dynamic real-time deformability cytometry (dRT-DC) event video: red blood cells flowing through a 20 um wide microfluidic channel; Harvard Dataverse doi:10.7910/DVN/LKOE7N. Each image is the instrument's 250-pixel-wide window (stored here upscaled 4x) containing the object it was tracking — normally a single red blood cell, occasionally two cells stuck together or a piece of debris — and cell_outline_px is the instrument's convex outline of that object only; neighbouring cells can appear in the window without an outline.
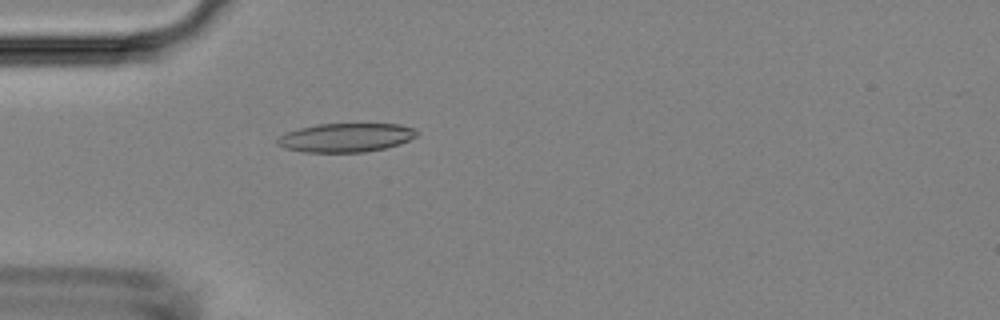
{"species": "Egyptian fruit bat (a non-hibernating species)", "species_latin": "Rousettus aegyptiacus", "temperature_condition": "room temperature", "stored_images_in_passage": 49, "camera_frame_rate_fps": 3000, "um_per_image_px": 0.085, "animal": {"sex": "female"}, "frame": {"image": 1, "passage_image": 14, "time_ms": 4.333, "image_size_px": [1000, 320], "cell_outline_px": [[420, 132], [416, 136], [400, 144], [384, 148], [364, 152], [304, 152], [284, 148], [276, 144], [276, 140], [280, 136], [288, 132], [300, 128], [316, 124], [400, 124], [416, 128]], "centroid_in_image_um": [29.42, 11.69], "position_along_channel_um": 55.6, "area_um2": 23.47}}
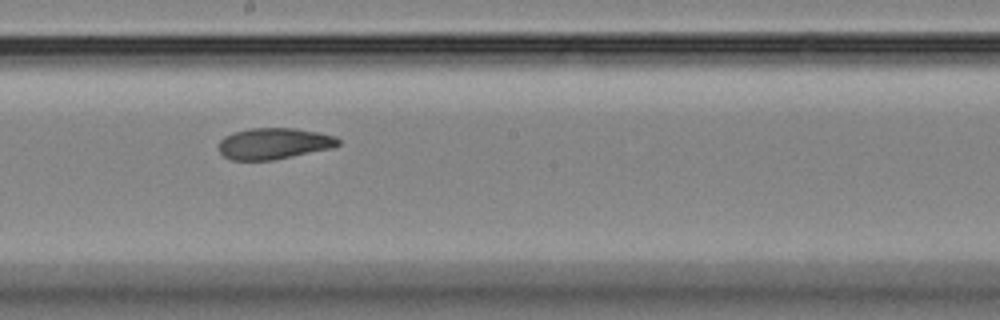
{"frame": {"image": 2, "passage_image": 27, "time_ms": 8.667, "image_size_px": [1000, 320], "cell_outline_px": [[340, 144], [332, 148], [272, 160], [228, 160], [220, 152], [220, 140], [224, 136], [232, 132], [252, 128], [296, 128], [336, 136], [340, 140]], "centroid_in_image_um": [23.27, 12.2], "position_along_channel_um": 224.9, "area_um2": 21.73}}
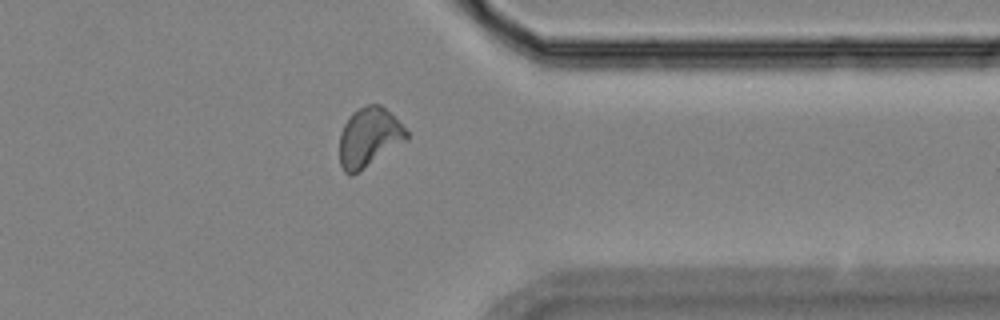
{"frame": {"image": 3, "passage_image": 39, "time_ms": 12.667, "image_size_px": [1000, 320], "cell_outline_px": [[408, 140], [352, 176], [348, 176], [344, 172], [340, 164], [340, 132], [348, 116], [352, 112], [364, 104], [380, 104], [408, 132]], "centroid_in_image_um": [31.34, 11.68], "position_along_channel_um": 380.1, "area_um2": 23.18}}